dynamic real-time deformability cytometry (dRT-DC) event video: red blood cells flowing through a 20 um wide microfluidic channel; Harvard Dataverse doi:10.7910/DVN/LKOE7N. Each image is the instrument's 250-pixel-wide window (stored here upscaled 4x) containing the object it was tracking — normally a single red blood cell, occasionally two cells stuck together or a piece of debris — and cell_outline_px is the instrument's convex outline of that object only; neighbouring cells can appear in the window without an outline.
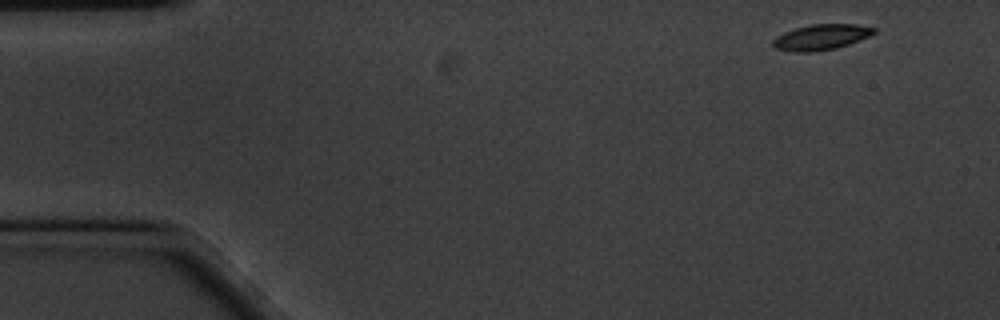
{"species": "common noctule bat (a hibernating species)", "species_latin": "Nyctalus noctula", "temperature_condition": "cold", "stored_images_in_passage": 55, "camera_frame_rate_fps": 3000, "um_per_image_px": 0.085, "animal": {"sex": "male", "body_mass_g": 20.1, "forearm_length_mm": 53.5}, "frame": {"image": 1, "passage_image": 1, "time_ms": 0.0, "image_size_px": [1000, 320], "cell_outline_px": [[876, 32], [868, 36], [848, 44], [836, 48], [812, 52], [796, 52], [776, 48], [772, 44], [772, 40], [776, 36], [784, 32], [796, 28], [812, 24], [856, 24], [876, 28]], "centroid_in_image_um": [69.78, 3.15], "position_along_channel_um": 15.2, "area_um2": 14.91}}
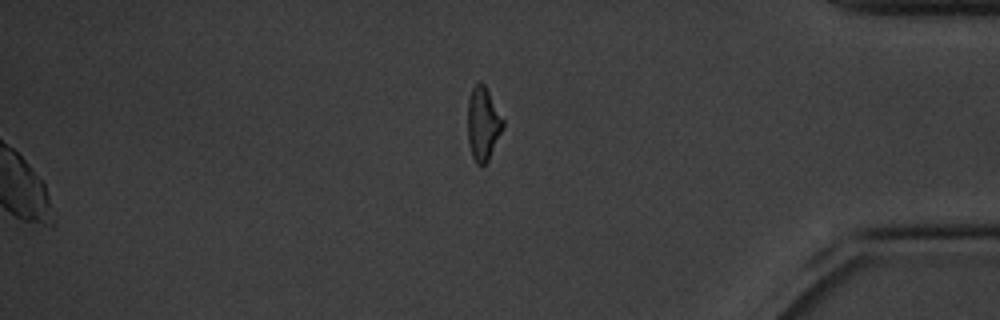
{"frame": {"image": 2, "passage_image": 55, "time_ms": 18.0, "image_size_px": [1000, 320], "cell_outline_px": [[504, 124], [488, 160], [480, 168], [476, 164], [472, 156], [468, 140], [468, 100], [472, 88], [480, 80], [484, 84], [504, 120]], "centroid_in_image_um": [41.04, 10.52], "position_along_channel_um": 394.2, "area_um2": 14.91}}